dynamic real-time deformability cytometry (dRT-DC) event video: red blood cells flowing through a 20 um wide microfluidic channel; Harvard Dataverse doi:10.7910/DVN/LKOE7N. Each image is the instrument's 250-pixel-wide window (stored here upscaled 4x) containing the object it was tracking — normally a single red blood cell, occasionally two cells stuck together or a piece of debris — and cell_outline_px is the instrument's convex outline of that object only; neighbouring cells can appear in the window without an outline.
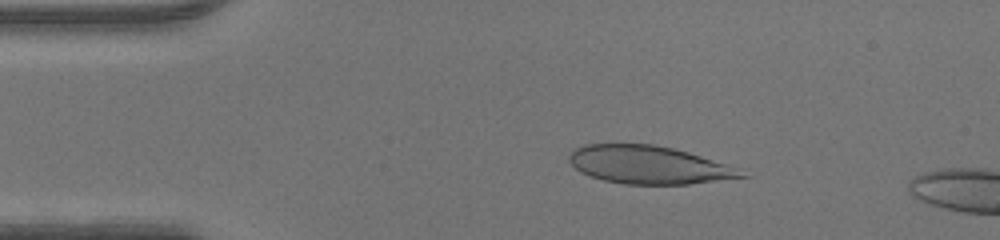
{"species": "human", "species_latin": "Homo sapiens", "temperature_condition": "warm", "stored_images_in_passage": 46, "camera_frame_rate_fps": 3000, "um_per_image_px": 0.085, "donor": {"sex": "male"}, "frame": {"image": 1, "passage_image": 8, "time_ms": 2.333, "image_size_px": [1000, 240], "cell_outline_px": [[752, 176], [688, 184], [624, 184], [604, 180], [580, 172], [568, 160], [568, 156], [576, 148], [584, 144], [652, 144], [672, 148], [688, 152], [724, 164]], "centroid_in_image_um": [55.1, 14.01], "position_along_channel_um": 29.9, "area_um2": 37.63}}
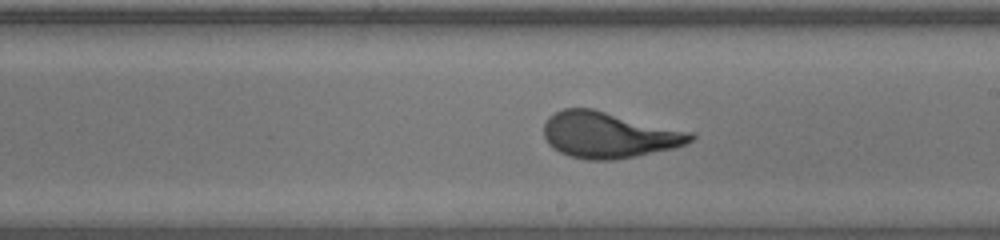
{"frame": {"image": 2, "passage_image": 26, "time_ms": 8.333, "image_size_px": [1000, 240], "cell_outline_px": [[696, 136], [688, 144], [676, 148], [636, 156], [612, 160], [588, 160], [568, 156], [552, 148], [548, 144], [544, 136], [544, 124], [548, 116], [564, 108], [592, 108], [692, 132]], "centroid_in_image_um": [51.74, 11.47], "position_along_channel_um": 237.3, "area_um2": 39.65}}
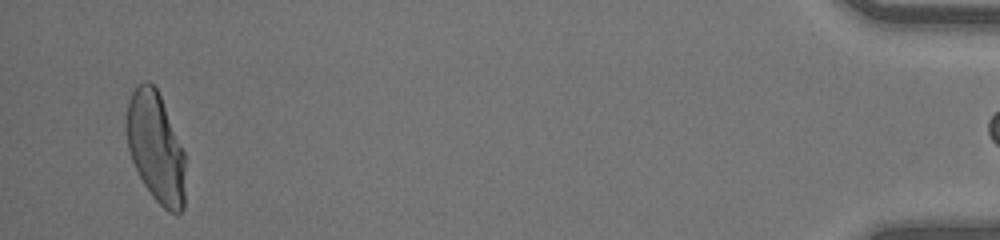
{"frame": {"image": 3, "passage_image": 45, "time_ms": 14.667, "image_size_px": [1000, 240], "cell_outline_px": [[184, 208], [180, 212], [168, 212], [152, 196], [144, 184], [132, 160], [128, 148], [128, 100], [132, 92], [144, 80], [148, 80], [156, 88], [160, 96], [184, 152]], "centroid_in_image_um": [13.25, 12.55], "position_along_channel_um": 421.9, "area_um2": 36.82}}